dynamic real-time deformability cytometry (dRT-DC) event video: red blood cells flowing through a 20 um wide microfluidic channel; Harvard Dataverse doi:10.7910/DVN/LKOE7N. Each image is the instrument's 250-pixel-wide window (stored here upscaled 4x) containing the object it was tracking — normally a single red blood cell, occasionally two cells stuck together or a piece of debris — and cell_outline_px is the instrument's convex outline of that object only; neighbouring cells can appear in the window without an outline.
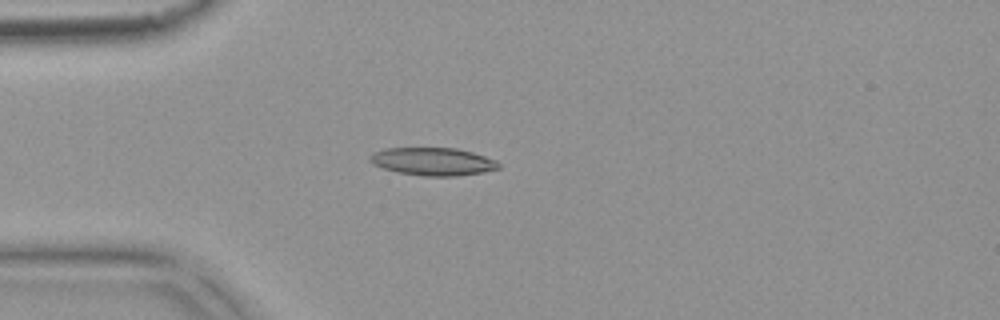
{"species": "common noctule bat (a hibernating species)", "species_latin": "Nyctalus noctula", "temperature_condition": "warm", "stored_images_in_passage": 4, "camera_frame_rate_fps": 3000, "um_per_image_px": 0.085, "animal": {"sex": "female", "body_mass_g": 18.4}, "frame": {"image": 1, "passage_image": 3, "time_ms": 0.667, "image_size_px": [1000, 320], "cell_outline_px": [[500, 168], [484, 172], [456, 176], [424, 176], [400, 172], [384, 168], [372, 164], [368, 160], [368, 156], [384, 148], [456, 148], [472, 152], [496, 160], [500, 164]], "centroid_in_image_um": [36.8, 13.73], "position_along_channel_um": 48.2, "area_um2": 20.81}}